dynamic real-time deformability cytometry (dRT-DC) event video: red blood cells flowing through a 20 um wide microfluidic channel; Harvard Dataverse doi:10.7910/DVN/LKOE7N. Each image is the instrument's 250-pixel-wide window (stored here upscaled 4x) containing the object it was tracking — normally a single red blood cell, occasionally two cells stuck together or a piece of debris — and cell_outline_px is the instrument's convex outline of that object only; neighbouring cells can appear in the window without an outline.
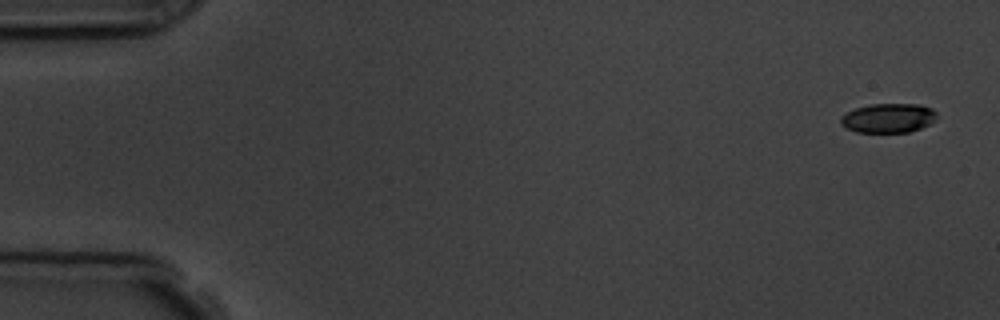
{"species": "common noctule bat (a hibernating species)", "species_latin": "Nyctalus noctula", "temperature_condition": "room temperature", "stored_images_in_passage": 5, "camera_frame_rate_fps": 3000, "um_per_image_px": 0.085, "animal": {"sex": "male", "body_mass_g": 19.5, "forearm_length_mm": 54.6}, "frame": {"image": 1, "passage_image": 1, "time_ms": 0.0, "image_size_px": [1000, 320], "cell_outline_px": [[936, 120], [920, 128], [908, 132], [856, 132], [840, 124], [840, 116], [856, 108], [868, 104], [920, 104], [932, 108], [936, 112]], "centroid_in_image_um": [75.5, 10.02], "position_along_channel_um": 9.5, "area_um2": 16.42}}